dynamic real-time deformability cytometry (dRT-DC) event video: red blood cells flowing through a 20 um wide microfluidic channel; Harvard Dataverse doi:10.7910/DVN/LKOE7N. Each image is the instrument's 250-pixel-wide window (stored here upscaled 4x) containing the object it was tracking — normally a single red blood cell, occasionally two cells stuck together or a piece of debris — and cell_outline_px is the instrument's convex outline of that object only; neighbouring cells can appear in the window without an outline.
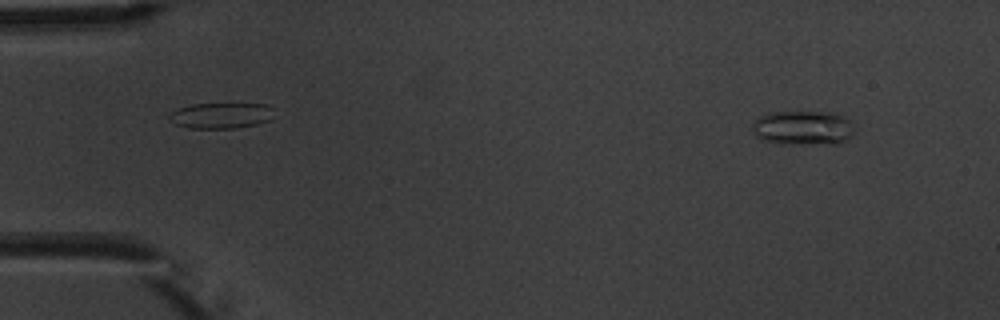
{"species": "common noctule bat (a hibernating species)", "species_latin": "Nyctalus noctula", "temperature_condition": "warm", "stored_images_in_passage": 4, "camera_frame_rate_fps": 3000, "um_per_image_px": 0.085, "animal": {"sex": "male", "body_mass_g": 20.1, "forearm_length_mm": 53.5}, "frame": {"image": 1, "passage_image": 1, "time_ms": 0.0, "image_size_px": [1000, 320], "cell_outline_px": [[852, 132], [844, 140], [836, 144], [784, 144], [764, 140], [756, 136], [752, 132], [752, 124], [760, 116], [768, 112], [828, 112], [844, 116], [848, 120]], "centroid_in_image_um": [68.18, 10.87], "position_along_channel_um": 16.8, "area_um2": 20.23}}